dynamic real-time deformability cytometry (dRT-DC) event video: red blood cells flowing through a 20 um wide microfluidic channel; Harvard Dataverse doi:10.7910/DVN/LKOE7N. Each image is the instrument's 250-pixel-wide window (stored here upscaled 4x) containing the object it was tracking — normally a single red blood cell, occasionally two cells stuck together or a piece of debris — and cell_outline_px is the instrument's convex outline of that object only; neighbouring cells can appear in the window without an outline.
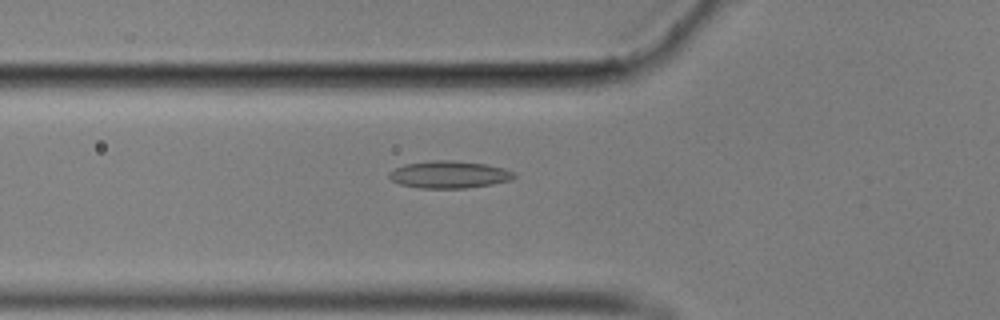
{"species": "common noctule bat (a hibernating species)", "species_latin": "Nyctalus noctula", "temperature_condition": "cold", "stored_images_in_passage": 55, "camera_frame_rate_fps": 3000, "um_per_image_px": 0.085, "animal": {"sex": "male", "body_mass_g": 17.9}, "frame": {"image": 1, "passage_image": 20, "time_ms": 6.333, "image_size_px": [1000, 320], "cell_outline_px": [[516, 176], [508, 180], [492, 184], [464, 188], [420, 188], [400, 184], [392, 180], [388, 176], [388, 172], [404, 164], [432, 160], [452, 160], [484, 164], [504, 168], [516, 172]], "centroid_in_image_um": [38.16, 14.83], "position_along_channel_um": 87.6, "area_um2": 19.77}}
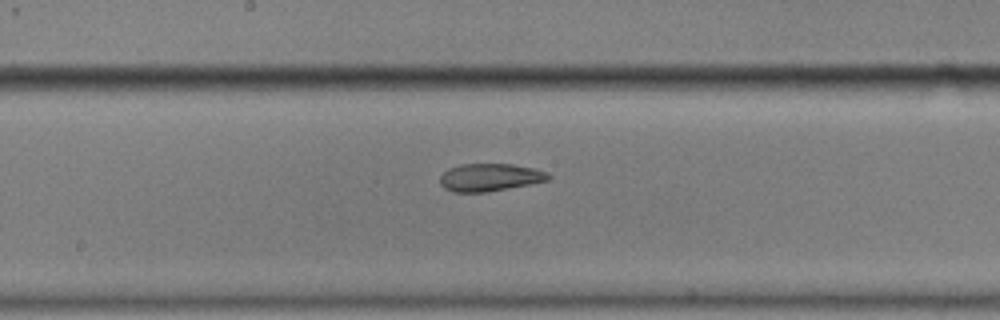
{"frame": {"image": 2, "passage_image": 30, "time_ms": 9.667, "image_size_px": [1000, 320], "cell_outline_px": [[552, 176], [548, 180], [488, 192], [452, 192], [444, 188], [440, 184], [440, 176], [448, 168], [460, 164], [512, 164], [536, 168], [548, 172]], "centroid_in_image_um": [41.63, 15.07], "position_along_channel_um": 206.6, "area_um2": 17.57}}
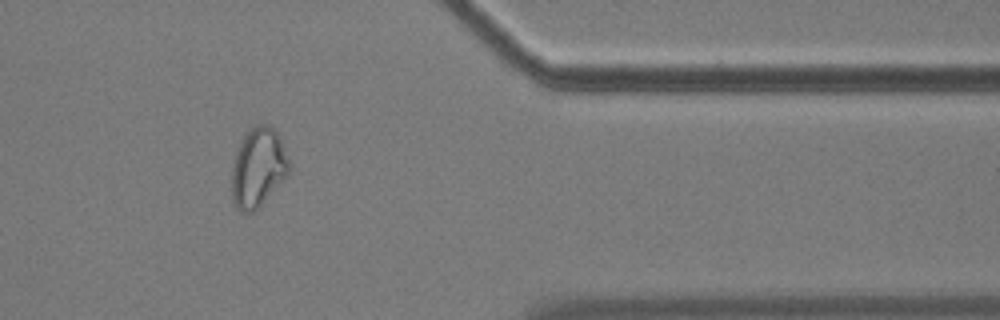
{"frame": {"image": 3, "passage_image": 47, "time_ms": 15.333, "image_size_px": [1000, 320], "cell_outline_px": [[292, 168], [288, 176], [252, 212], [240, 212], [236, 208], [232, 200], [232, 168], [236, 152], [240, 140], [256, 124], [268, 124], [276, 132], [280, 140]], "centroid_in_image_um": [21.94, 14.25], "position_along_channel_um": 389.5, "area_um2": 26.24}}